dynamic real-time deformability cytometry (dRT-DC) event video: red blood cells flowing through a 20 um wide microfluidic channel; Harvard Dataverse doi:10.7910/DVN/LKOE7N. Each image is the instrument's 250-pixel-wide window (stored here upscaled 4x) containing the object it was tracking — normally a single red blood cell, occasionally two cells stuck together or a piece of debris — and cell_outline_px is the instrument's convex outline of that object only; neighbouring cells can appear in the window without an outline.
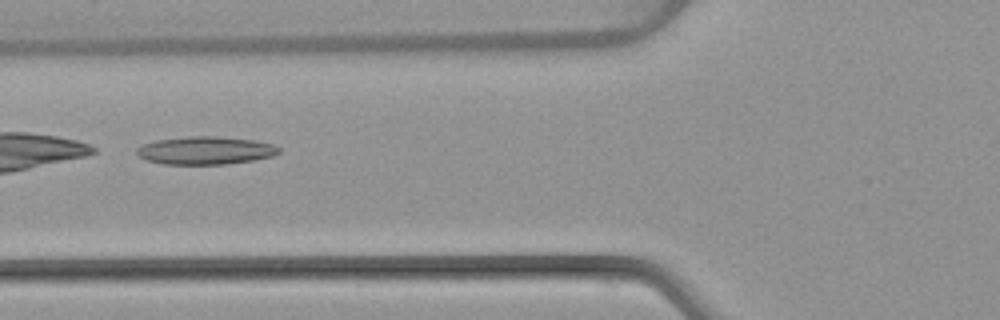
{"species": "common noctule bat (a hibernating species)", "species_latin": "Nyctalus noctula", "temperature_condition": "warm", "stored_images_in_passage": 5, "camera_frame_rate_fps": 3000, "um_per_image_px": 0.085, "animal": {"sex": "female", "body_mass_g": 22.7, "forearm_length_mm": 54.2}, "frame": {"image": 1, "passage_image": 5, "time_ms": 5.0, "image_size_px": [1000, 320], "cell_outline_px": [[280, 152], [272, 156], [252, 160], [224, 164], [164, 164], [148, 160], [140, 156], [136, 152], [136, 148], [144, 144], [156, 140], [188, 136], [216, 136], [256, 140], [272, 144], [280, 148]], "centroid_in_image_um": [17.47, 12.78], "position_along_channel_um": 108.3, "area_um2": 23.0}}